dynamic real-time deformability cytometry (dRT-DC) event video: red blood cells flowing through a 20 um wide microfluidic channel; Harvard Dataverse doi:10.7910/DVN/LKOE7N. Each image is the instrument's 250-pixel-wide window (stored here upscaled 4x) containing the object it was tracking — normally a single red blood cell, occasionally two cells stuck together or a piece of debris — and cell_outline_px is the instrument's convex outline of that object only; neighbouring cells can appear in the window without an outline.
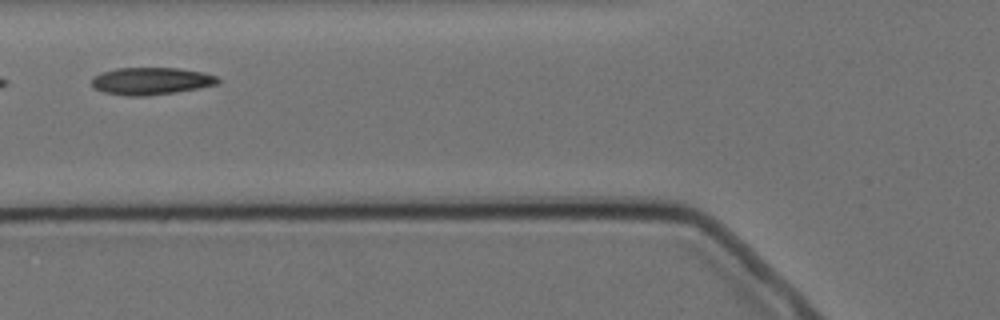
{"species": "Egyptian fruit bat (a non-hibernating species)", "species_latin": "Rousettus aegyptiacus", "temperature_condition": "cold", "stored_images_in_passage": 12, "camera_frame_rate_fps": 3000, "um_per_image_px": 0.085, "animal": {"sex": "female"}, "frame": {"image": 1, "passage_image": 3, "time_ms": 2.333, "image_size_px": [1000, 320], "cell_outline_px": [[220, 80], [216, 84], [176, 92], [144, 96], [124, 96], [104, 92], [92, 88], [92, 76], [100, 72], [116, 68], [180, 68], [204, 72], [216, 76]], "centroid_in_image_um": [12.78, 6.88], "position_along_channel_um": 113.0, "area_um2": 20.17}}
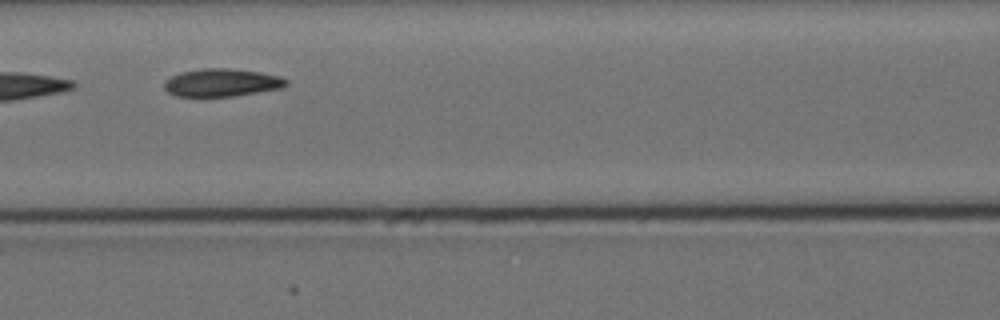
{"frame": {"image": 2, "passage_image": 4, "time_ms": 3.333, "image_size_px": [1000, 320], "cell_outline_px": [[288, 84], [284, 88], [232, 96], [176, 96], [168, 92], [164, 88], [164, 80], [180, 72], [200, 68], [228, 68], [260, 72], [280, 76], [288, 80]], "centroid_in_image_um": [18.86, 7.01], "position_along_channel_um": 147.7, "area_um2": 19.88}}
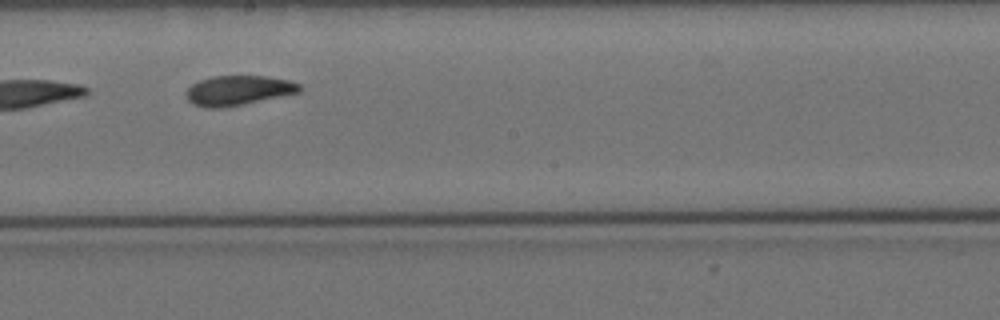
{"frame": {"image": 3, "passage_image": 6, "time_ms": 5.667, "image_size_px": [1000, 320], "cell_outline_px": [[304, 88], [300, 92], [220, 108], [204, 108], [192, 104], [188, 100], [188, 88], [192, 84], [200, 80], [212, 76], [268, 76], [288, 80], [300, 84]], "centroid_in_image_um": [20.26, 7.67], "position_along_channel_um": 227.9, "area_um2": 19.42}, "authors_computed_cell_mechanics": {"area_um2": 19.5075, "velocity_mm_per_s": 3.4491, "shape_relaxation_time_tau1_ms": 2.6813, "shape_relaxation_time_tau2_ms": null, "deformation_change_tau1": 0.0532, "deformation_change_tau2": null}}